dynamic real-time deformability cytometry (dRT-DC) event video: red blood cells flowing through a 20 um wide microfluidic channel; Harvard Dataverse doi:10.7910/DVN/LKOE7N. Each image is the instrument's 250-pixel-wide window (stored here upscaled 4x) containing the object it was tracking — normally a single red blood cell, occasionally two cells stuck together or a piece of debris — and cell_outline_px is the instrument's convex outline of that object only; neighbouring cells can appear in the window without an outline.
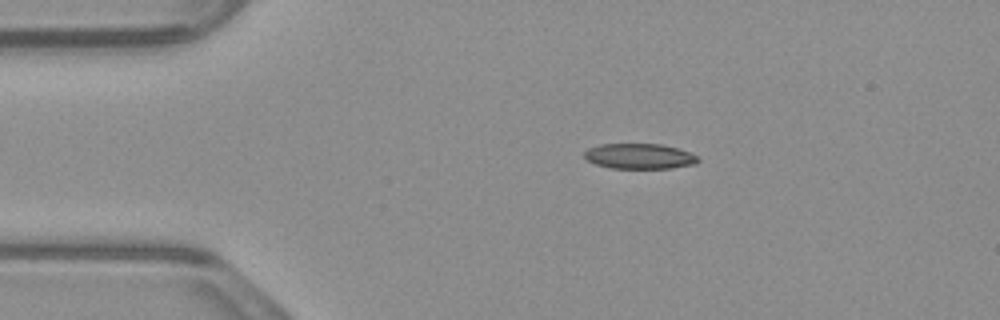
{"species": "common noctule bat (a hibernating species)", "species_latin": "Nyctalus noctula", "temperature_condition": "warm", "stored_images_in_passage": 15, "camera_frame_rate_fps": 3000, "um_per_image_px": 0.085, "animal": {"sex": "male", "body_mass_g": 23.1, "forearm_length_mm": 52.7}, "frame": {"image": 1, "passage_image": 9, "time_ms": 2.667, "image_size_px": [1000, 320], "cell_outline_px": [[700, 160], [696, 164], [672, 168], [612, 168], [596, 164], [588, 160], [584, 156], [584, 152], [588, 148], [600, 144], [660, 144], [680, 148], [696, 156]], "centroid_in_image_um": [54.37, 13.27], "position_along_channel_um": 30.6, "area_um2": 16.76}}